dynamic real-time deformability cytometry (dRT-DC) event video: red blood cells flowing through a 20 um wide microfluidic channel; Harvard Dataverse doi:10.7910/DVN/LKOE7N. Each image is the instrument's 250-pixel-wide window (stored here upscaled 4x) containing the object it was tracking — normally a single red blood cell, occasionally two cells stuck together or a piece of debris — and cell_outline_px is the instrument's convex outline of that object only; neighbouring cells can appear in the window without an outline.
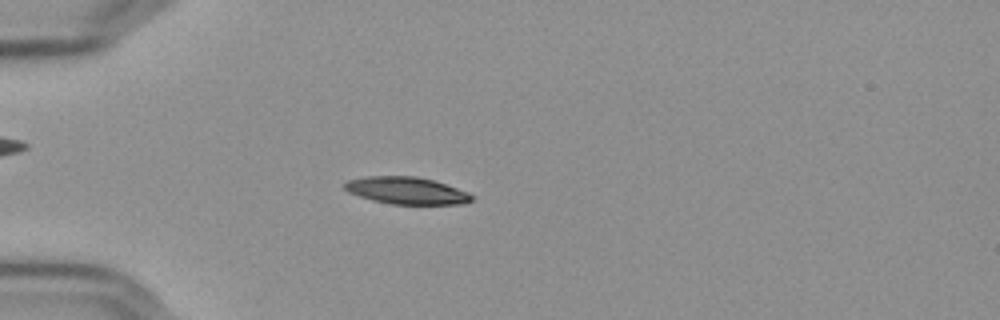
{"species": "Egyptian fruit bat (a non-hibernating species)", "species_latin": "Rousettus aegyptiacus", "temperature_condition": "cold", "stored_images_in_passage": 54, "camera_frame_rate_fps": 3000, "um_per_image_px": 0.085, "frame": {"image": 1, "passage_image": 14, "time_ms": 4.333, "image_size_px": [1000, 320], "cell_outline_px": [[476, 196], [472, 200], [464, 204], [392, 204], [372, 200], [348, 192], [344, 188], [344, 184], [348, 180], [368, 176], [416, 176], [432, 180], [468, 192]], "centroid_in_image_um": [34.57, 16.2], "position_along_channel_um": 50.4, "area_um2": 20.0}}
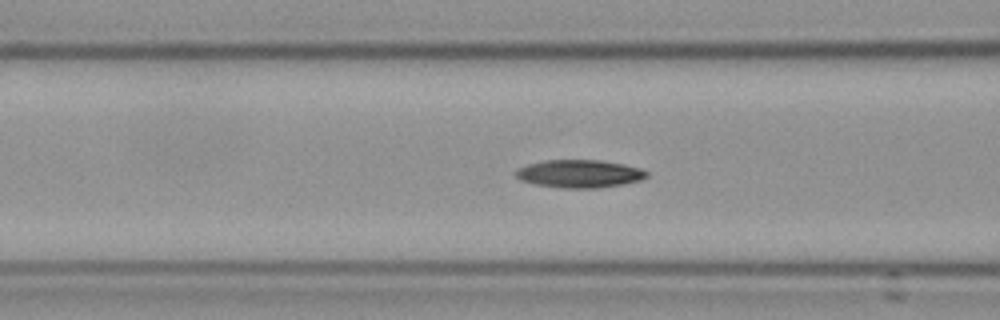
{"frame": {"image": 2, "passage_image": 21, "time_ms": 6.667, "image_size_px": [1000, 320], "cell_outline_px": [[648, 176], [640, 180], [624, 184], [596, 188], [560, 188], [536, 184], [520, 180], [516, 176], [516, 168], [528, 164], [544, 160], [600, 160], [624, 164], [640, 168], [648, 172]], "centroid_in_image_um": [49.25, 14.76], "position_along_channel_um": 117.3, "area_um2": 21.33}}
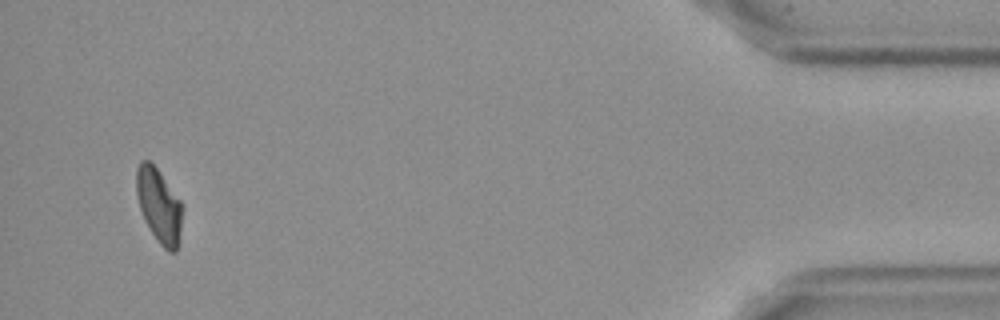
{"frame": {"image": 3, "passage_image": 52, "time_ms": 17.0, "image_size_px": [1000, 320], "cell_outline_px": [[184, 208], [176, 252], [168, 252], [160, 244], [144, 220], [140, 208], [136, 192], [136, 168], [140, 160], [148, 160], [156, 168], [184, 204]], "centroid_in_image_um": [13.52, 17.46], "position_along_channel_um": 421.7, "area_um2": 19.88}, "authors_computed_cell_mechanics": {"area_um2": 20.4901, "velocity_mm_per_s": 3.6233, "shape_relaxation_time_tau1_ms": 8.0895, "shape_relaxation_time_tau2_ms": 6.1109, "deformation_change_tau1": 0.1829, "deformation_change_tau2": 0.111}}